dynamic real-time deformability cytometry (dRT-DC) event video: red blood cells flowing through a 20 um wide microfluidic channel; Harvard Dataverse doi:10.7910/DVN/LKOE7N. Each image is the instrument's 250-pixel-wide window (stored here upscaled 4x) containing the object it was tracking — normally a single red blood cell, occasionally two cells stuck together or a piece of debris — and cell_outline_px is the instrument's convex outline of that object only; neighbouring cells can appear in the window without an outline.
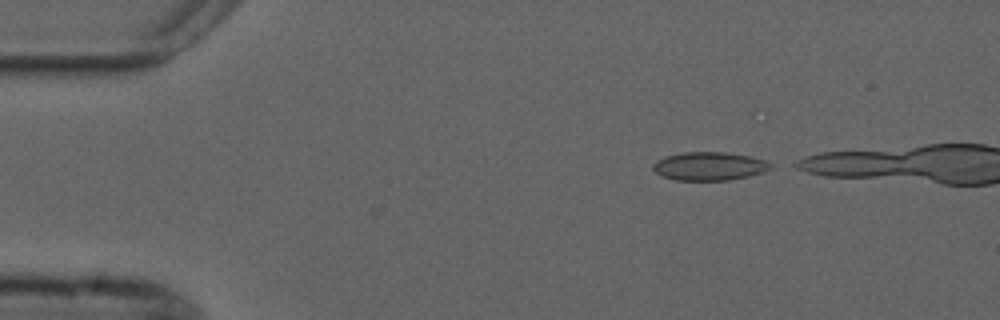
{"species": "common noctule bat (a hibernating species)", "species_latin": "Nyctalus noctula", "temperature_condition": "cold", "stored_images_in_passage": 11, "camera_frame_rate_fps": 3000, "um_per_image_px": 0.085, "animal": {"sex": "male", "forearm_length_mm": 52.5}, "frame": {"image": 1, "passage_image": 2, "time_ms": 0.333, "image_size_px": [1000, 320], "cell_outline_px": [[772, 168], [764, 172], [748, 176], [728, 180], [676, 180], [664, 176], [656, 172], [652, 168], [652, 164], [656, 160], [664, 156], [684, 152], [724, 152], [748, 156], [764, 160], [772, 164]], "centroid_in_image_um": [60.27, 14.12], "position_along_channel_um": 24.7, "area_um2": 19.36}}